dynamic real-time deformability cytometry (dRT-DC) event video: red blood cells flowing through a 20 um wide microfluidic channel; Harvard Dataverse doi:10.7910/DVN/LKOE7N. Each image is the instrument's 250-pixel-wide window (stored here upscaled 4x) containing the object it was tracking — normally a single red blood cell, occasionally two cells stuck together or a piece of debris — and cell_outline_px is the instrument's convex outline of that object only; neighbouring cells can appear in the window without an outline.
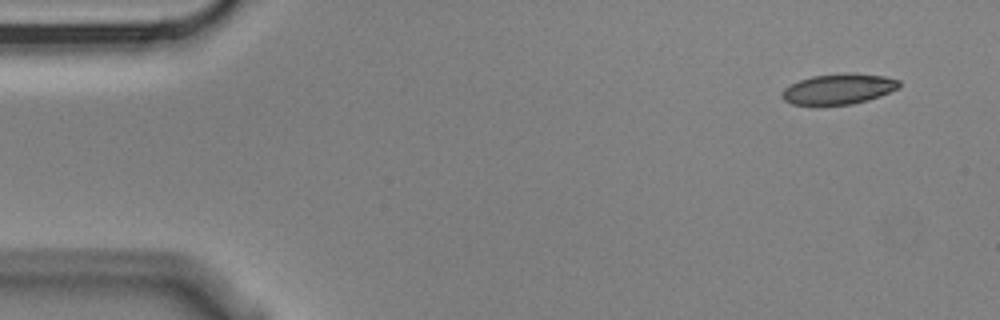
{"species": "Egyptian fruit bat (a non-hibernating species)", "species_latin": "Rousettus aegyptiacus", "temperature_condition": "cold", "stored_images_in_passage": 4, "camera_frame_rate_fps": 3000, "um_per_image_px": 0.085, "animal": {"sex": "male"}, "frame": {"image": 1, "passage_image": 1, "time_ms": 0.0, "image_size_px": [1000, 320], "cell_outline_px": [[900, 88], [880, 96], [868, 100], [852, 104], [792, 104], [784, 100], [780, 96], [780, 92], [784, 88], [800, 80], [812, 76], [848, 72], [884, 76], [900, 80]], "centroid_in_image_um": [71.3, 7.55], "position_along_channel_um": 13.7, "area_um2": 20.81}}
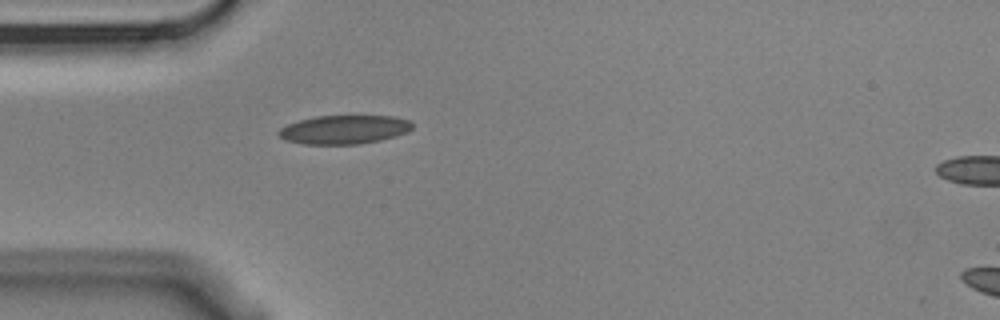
{"frame": {"image": 2, "passage_image": 4, "time_ms": 1.0, "image_size_px": [1000, 320], "cell_outline_px": [[412, 128], [408, 132], [396, 136], [380, 140], [360, 144], [304, 144], [284, 140], [276, 132], [280, 128], [288, 124], [300, 120], [316, 116], [392, 116], [408, 120], [412, 124]], "centroid_in_image_um": [29.24, 11.02], "position_along_channel_um": 55.8, "area_um2": 22.37}}